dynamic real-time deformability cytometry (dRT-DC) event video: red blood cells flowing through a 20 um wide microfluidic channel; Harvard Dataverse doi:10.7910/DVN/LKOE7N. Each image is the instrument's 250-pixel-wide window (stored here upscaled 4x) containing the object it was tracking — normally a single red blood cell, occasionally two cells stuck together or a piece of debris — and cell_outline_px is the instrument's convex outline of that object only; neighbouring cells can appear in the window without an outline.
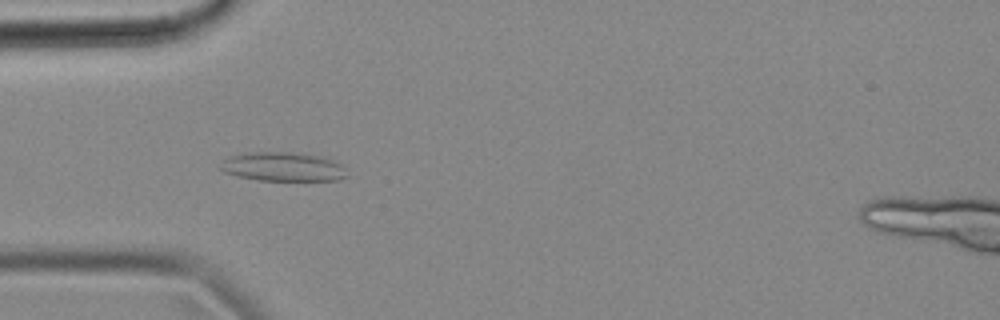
{"species": "common noctule bat (a hibernating species)", "species_latin": "Nyctalus noctula", "temperature_condition": "cold", "stored_images_in_passage": 54, "camera_frame_rate_fps": 3000, "um_per_image_px": 0.085, "animal": {"sex": "female", "body_mass_g": 18.4}, "frame": {"image": 1, "passage_image": 16, "time_ms": 5.0, "image_size_px": [1000, 320], "cell_outline_px": [[348, 176], [340, 180], [256, 180], [236, 176], [224, 172], [220, 168], [220, 164], [224, 160], [232, 156], [244, 152], [292, 152], [324, 156], [336, 160], [344, 168]], "centroid_in_image_um": [24.08, 14.17], "position_along_channel_um": 60.9, "area_um2": 21.62}}
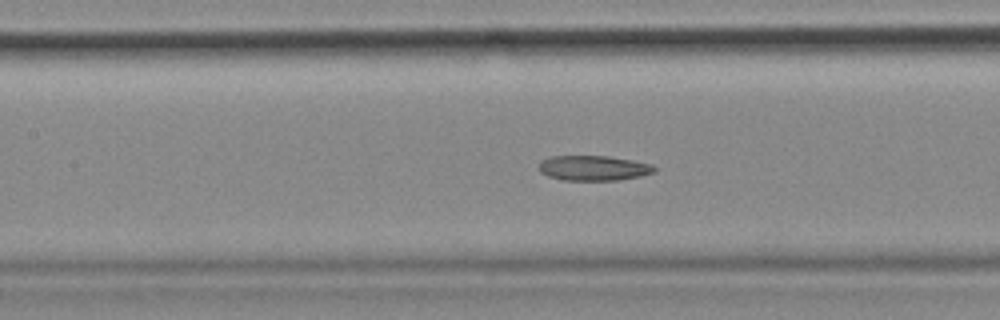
{"frame": {"image": 2, "passage_image": 24, "time_ms": 7.667, "image_size_px": [1000, 320], "cell_outline_px": [[656, 172], [640, 176], [620, 180], [564, 180], [548, 176], [540, 172], [540, 160], [552, 156], [608, 156], [632, 160], [652, 164], [656, 168]], "centroid_in_image_um": [50.47, 14.28], "position_along_channel_um": 156.9, "area_um2": 16.88}}
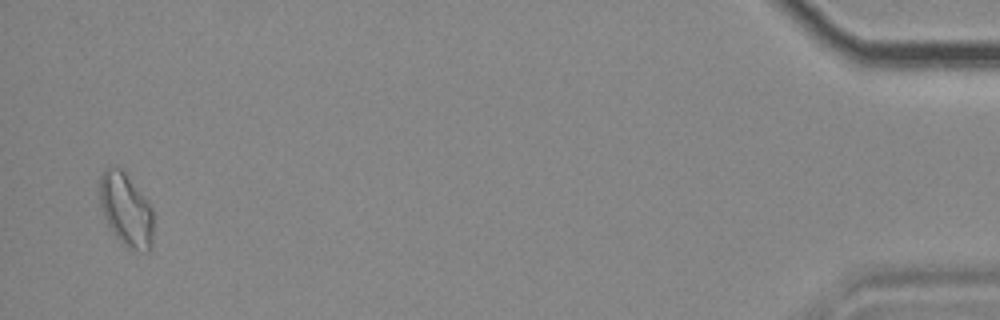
{"frame": {"image": 3, "passage_image": 53, "time_ms": 17.333, "image_size_px": [1000, 320], "cell_outline_px": [[152, 248], [148, 252], [144, 252], [128, 248], [112, 232], [104, 216], [100, 204], [100, 176], [104, 168], [116, 164], [124, 172], [144, 196], [152, 208]], "centroid_in_image_um": [10.71, 17.81], "position_along_channel_um": 424.5, "area_um2": 22.83}}